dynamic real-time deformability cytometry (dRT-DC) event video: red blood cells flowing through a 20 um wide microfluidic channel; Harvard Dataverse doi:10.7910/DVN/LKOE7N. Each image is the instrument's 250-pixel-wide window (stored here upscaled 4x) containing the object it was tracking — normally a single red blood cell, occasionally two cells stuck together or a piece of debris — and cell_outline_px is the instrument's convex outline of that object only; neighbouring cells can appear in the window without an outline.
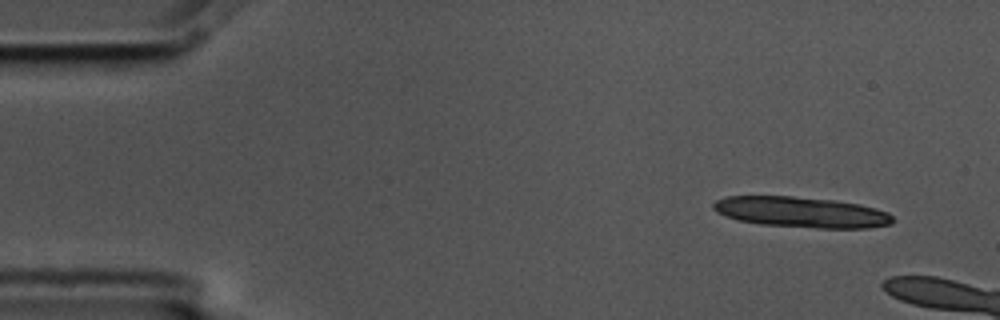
{"species": "common noctule bat (a hibernating species)", "species_latin": "Nyctalus noctula", "temperature_condition": "cold", "stored_images_in_passage": 3, "camera_frame_rate_fps": 3000, "um_per_image_px": 0.085, "animal": {"sex": "male", "body_mass_g": 17.5, "forearm_length_mm": 52.3}, "frame": {"image": 1, "passage_image": 1, "time_ms": 0.0, "image_size_px": [1000, 320], "cell_outline_px": [[892, 224], [868, 228], [816, 228], [760, 224], [740, 220], [724, 216], [716, 212], [712, 208], [712, 204], [716, 200], [724, 196], [792, 196], [836, 200], [860, 204], [876, 208], [888, 212], [892, 216]], "centroid_in_image_um": [68.1, 18.03], "position_along_channel_um": 16.9, "area_um2": 32.25}}